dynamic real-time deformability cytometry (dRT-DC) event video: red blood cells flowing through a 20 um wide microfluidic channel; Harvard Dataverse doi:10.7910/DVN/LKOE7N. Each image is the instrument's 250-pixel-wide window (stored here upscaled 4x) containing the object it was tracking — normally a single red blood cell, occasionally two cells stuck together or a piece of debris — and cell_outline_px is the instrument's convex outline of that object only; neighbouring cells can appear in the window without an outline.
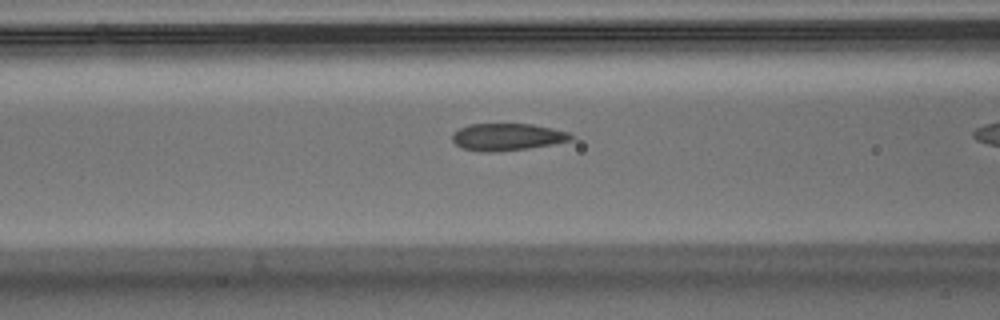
{"species": "Egyptian fruit bat (a non-hibernating species)", "species_latin": "Rousettus aegyptiacus", "temperature_condition": "warm", "stored_images_in_passage": 38, "camera_frame_rate_fps": 3000, "um_per_image_px": 0.085, "animal": {"sex": "male"}, "frame": {"image": 1, "passage_image": 17, "time_ms": 5.333, "image_size_px": [1000, 320], "cell_outline_px": [[572, 140], [552, 144], [528, 148], [496, 152], [480, 152], [460, 148], [452, 140], [452, 132], [468, 124], [532, 124], [552, 128], [568, 132], [572, 136]], "centroid_in_image_um": [43.06, 11.64], "position_along_channel_um": 123.5, "area_um2": 18.84}}
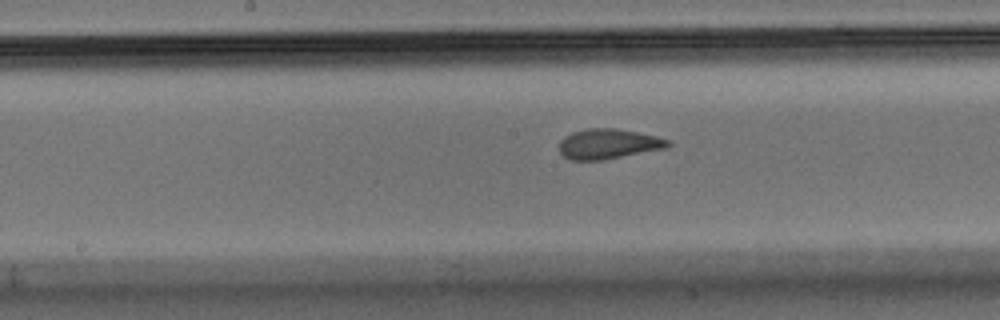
{"frame": {"image": 2, "passage_image": 23, "time_ms": 7.333, "image_size_px": [1000, 320], "cell_outline_px": [[672, 144], [668, 148], [604, 160], [568, 160], [560, 152], [560, 140], [564, 136], [572, 132], [588, 128], [616, 128], [656, 136], [668, 140]], "centroid_in_image_um": [51.71, 12.24], "position_along_channel_um": 196.5, "area_um2": 19.19}}
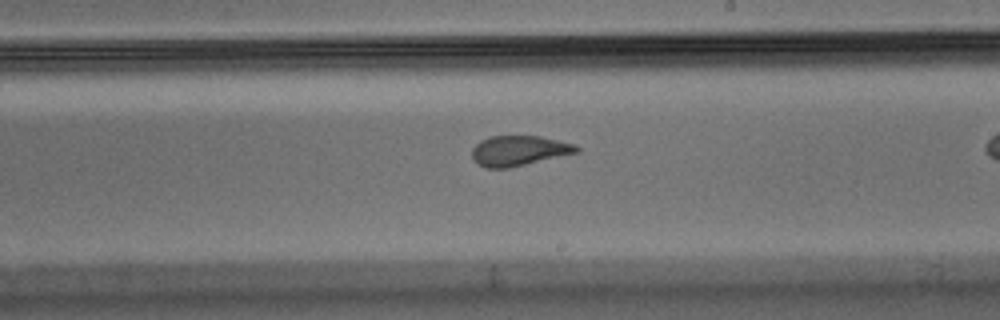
{"frame": {"image": 3, "passage_image": 27, "time_ms": 8.667, "image_size_px": [1000, 320], "cell_outline_px": [[580, 152], [508, 168], [484, 168], [476, 164], [472, 160], [472, 148], [480, 140], [488, 136], [540, 136], [572, 144], [580, 148]], "centroid_in_image_um": [44.05, 12.82], "position_along_channel_um": 245.0, "area_um2": 18.44}}